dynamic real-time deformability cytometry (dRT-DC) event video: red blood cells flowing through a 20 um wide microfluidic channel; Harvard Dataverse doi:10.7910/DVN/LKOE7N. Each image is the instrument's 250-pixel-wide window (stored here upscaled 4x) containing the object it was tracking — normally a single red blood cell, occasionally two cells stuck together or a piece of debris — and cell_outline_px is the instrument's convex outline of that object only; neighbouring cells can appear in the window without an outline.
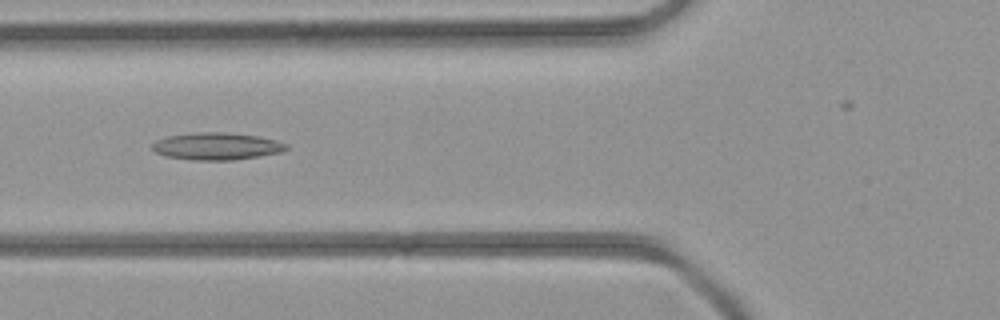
{"species": "common noctule bat (a hibernating species)", "species_latin": "Nyctalus noctula", "temperature_condition": "room temperature", "stored_images_in_passage": 29, "camera_frame_rate_fps": 3000, "um_per_image_px": 0.085, "animal": {"sex": "female", "body_mass_g": 21.9}, "frame": {"image": 1, "passage_image": 10, "time_ms": 3.0, "image_size_px": [1000, 320], "cell_outline_px": [[288, 148], [284, 152], [260, 156], [232, 160], [192, 160], [164, 156], [156, 152], [152, 148], [152, 144], [156, 140], [168, 136], [196, 132], [224, 132], [260, 136], [276, 140], [288, 144]], "centroid_in_image_um": [18.45, 12.43], "position_along_channel_um": 107.4, "area_um2": 21.44}}
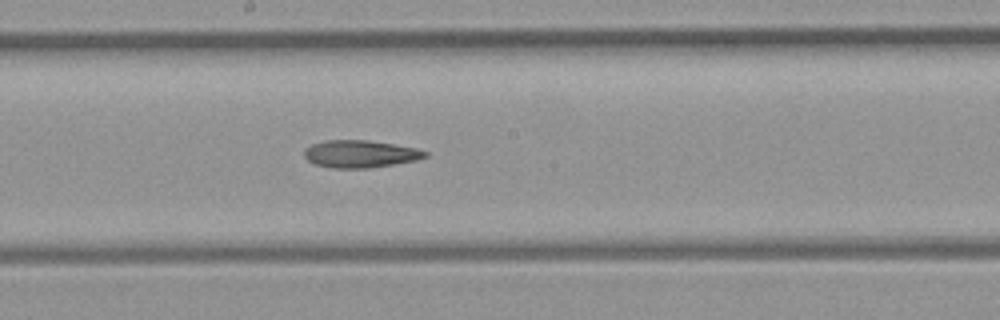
{"frame": {"image": 2, "passage_image": 17, "time_ms": 5.333, "image_size_px": [1000, 320], "cell_outline_px": [[428, 156], [420, 160], [368, 168], [332, 168], [316, 164], [308, 160], [304, 156], [304, 148], [312, 144], [324, 140], [368, 140], [416, 148], [428, 152]], "centroid_in_image_um": [30.63, 13.08], "position_along_channel_um": 217.6, "area_um2": 19.36}}
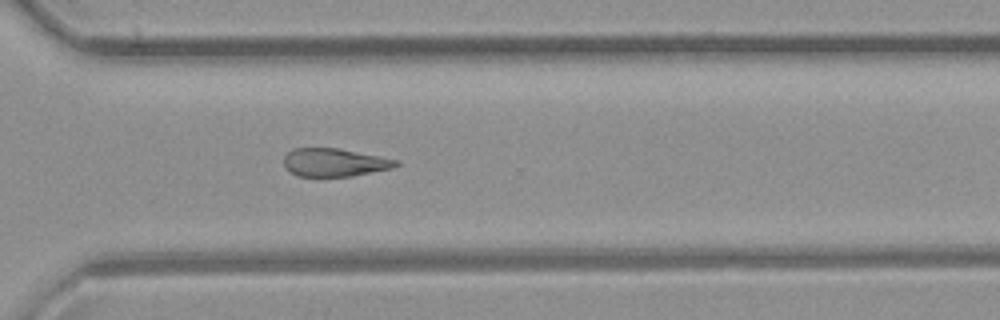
{"frame": {"image": 3, "passage_image": 25, "time_ms": 8.0, "image_size_px": [1000, 320], "cell_outline_px": [[400, 164], [392, 168], [352, 176], [296, 176], [284, 168], [284, 156], [292, 148], [336, 148], [380, 156], [400, 160]], "centroid_in_image_um": [28.41, 13.81], "position_along_channel_um": 342.2, "area_um2": 18.44}}